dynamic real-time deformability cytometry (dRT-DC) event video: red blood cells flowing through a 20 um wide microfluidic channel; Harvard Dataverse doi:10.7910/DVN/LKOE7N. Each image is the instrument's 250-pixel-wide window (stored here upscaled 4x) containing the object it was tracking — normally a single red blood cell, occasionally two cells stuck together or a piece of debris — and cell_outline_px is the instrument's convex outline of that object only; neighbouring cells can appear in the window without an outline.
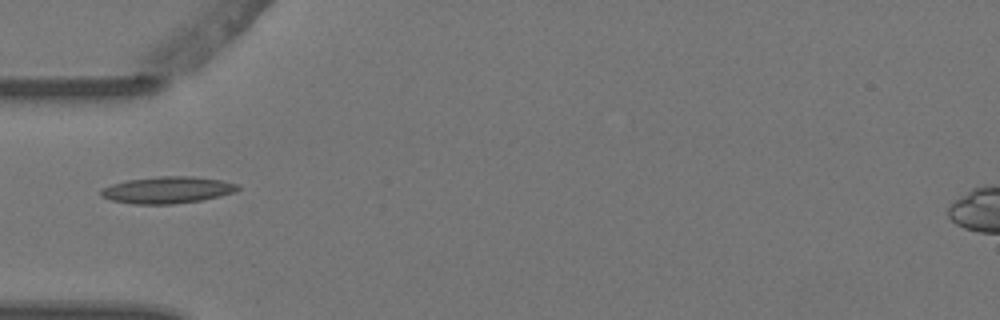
{"species": "Egyptian fruit bat (a non-hibernating species)", "species_latin": "Rousettus aegyptiacus", "temperature_condition": "warm", "stored_images_in_passage": 8, "camera_frame_rate_fps": 3000, "um_per_image_px": 0.085, "animal": {"sex": "female"}, "frame": {"image": 1, "passage_image": 5, "time_ms": 1.333, "image_size_px": [1000, 320], "cell_outline_px": [[240, 188], [236, 192], [220, 196], [200, 200], [172, 204], [136, 204], [112, 200], [100, 196], [100, 192], [104, 188], [112, 184], [128, 180], [156, 176], [196, 176], [220, 180], [240, 184]], "centroid_in_image_um": [14.28, 16.14], "position_along_channel_um": 70.7, "area_um2": 21.33}}
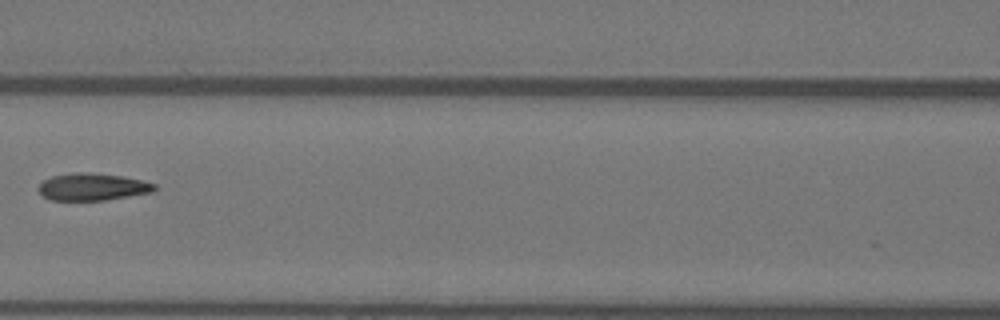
{"frame": {"image": 2, "passage_image": 7, "time_ms": 2.0, "image_size_px": [1000, 320], "cell_outline_px": [[156, 188], [152, 192], [104, 200], [48, 200], [36, 188], [44, 180], [52, 176], [76, 172], [88, 172], [120, 176], [140, 180], [156, 184]], "centroid_in_image_um": [7.82, 15.88], "position_along_channel_um": 158.8, "area_um2": 18.21}}
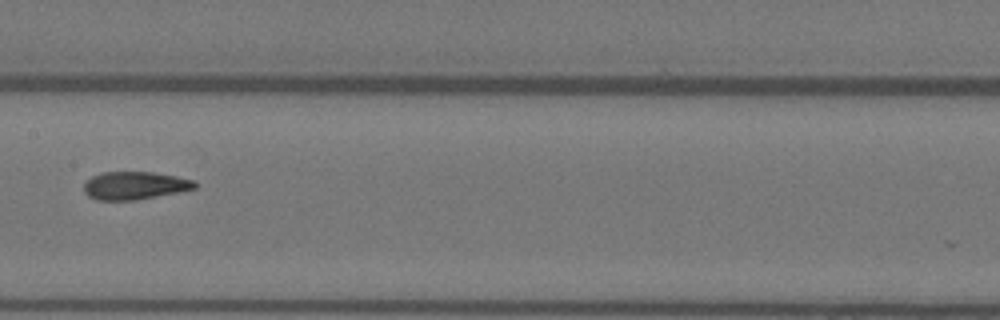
{"frame": {"image": 3, "passage_image": 8, "time_ms": 2.333, "image_size_px": [1000, 320], "cell_outline_px": [[196, 188], [136, 200], [96, 200], [88, 196], [84, 192], [84, 184], [92, 176], [104, 172], [152, 172], [176, 176], [196, 180]], "centroid_in_image_um": [11.44, 15.77], "position_along_channel_um": 196.0, "area_um2": 17.92}}